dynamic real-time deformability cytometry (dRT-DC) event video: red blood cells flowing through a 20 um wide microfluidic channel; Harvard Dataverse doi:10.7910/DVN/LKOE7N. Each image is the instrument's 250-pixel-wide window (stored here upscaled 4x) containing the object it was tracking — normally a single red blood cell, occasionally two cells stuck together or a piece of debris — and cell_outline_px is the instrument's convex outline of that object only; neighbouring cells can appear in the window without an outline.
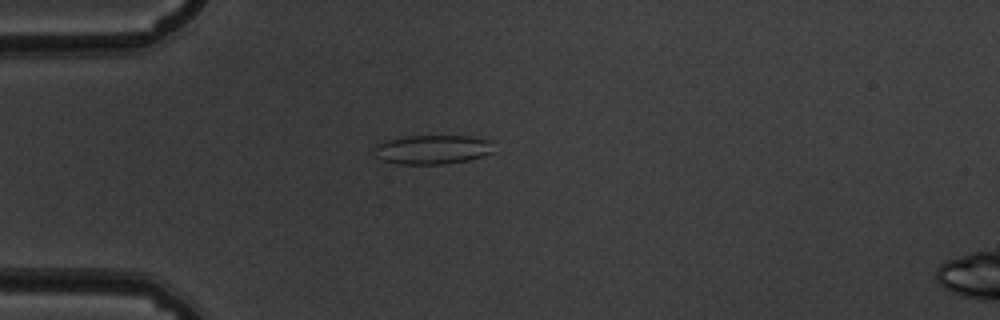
{"species": "common noctule bat (a hibernating species)", "species_latin": "Nyctalus noctula", "temperature_condition": "warm", "stored_images_in_passage": 46, "camera_frame_rate_fps": 3000, "um_per_image_px": 0.085, "animal": {"sex": "male", "body_mass_g": 19.5, "forearm_length_mm": 54.6}, "frame": {"image": 1, "passage_image": 8, "time_ms": 2.333, "image_size_px": [1000, 320], "cell_outline_px": [[492, 152], [484, 156], [468, 160], [444, 164], [396, 164], [380, 160], [376, 156], [376, 144], [380, 140], [404, 136], [468, 136], [488, 140]], "centroid_in_image_um": [36.67, 12.71], "position_along_channel_um": 48.3, "area_um2": 20.35}}
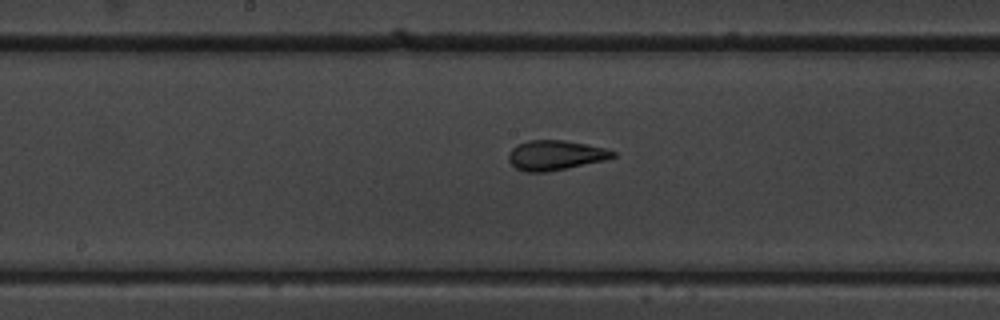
{"frame": {"image": 2, "passage_image": 21, "time_ms": 6.667, "image_size_px": [1000, 320], "cell_outline_px": [[616, 156], [604, 160], [544, 172], [524, 172], [516, 168], [508, 160], [508, 152], [516, 144], [528, 140], [564, 140], [588, 144], [604, 148], [616, 152]], "centroid_in_image_um": [47.16, 13.18], "position_along_channel_um": 201.0, "area_um2": 18.03}}
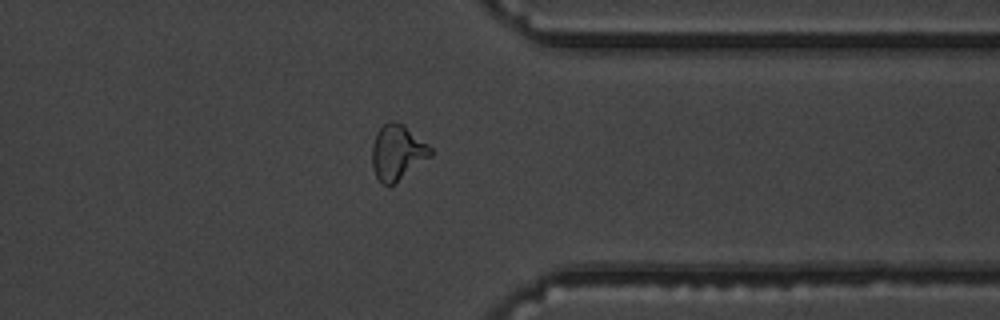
{"frame": {"image": 3, "passage_image": 35, "time_ms": 11.333, "image_size_px": [1000, 320], "cell_outline_px": [[432, 156], [388, 188], [376, 176], [372, 168], [372, 144], [376, 132], [388, 120], [396, 120], [404, 124], [428, 144], [432, 148]], "centroid_in_image_um": [33.77, 12.93], "position_along_channel_um": 377.6, "area_um2": 19.07}, "authors_computed_cell_mechanics": {"area_um2": 18.3226, "velocity_mm_per_s": 3.8876, "shape_relaxation_time_tau1_ms": 5.5853, "shape_relaxation_time_tau2_ms": 1.3833, "deformation_change_tau1": 0.1909, "deformation_change_tau2": 0.0846}}